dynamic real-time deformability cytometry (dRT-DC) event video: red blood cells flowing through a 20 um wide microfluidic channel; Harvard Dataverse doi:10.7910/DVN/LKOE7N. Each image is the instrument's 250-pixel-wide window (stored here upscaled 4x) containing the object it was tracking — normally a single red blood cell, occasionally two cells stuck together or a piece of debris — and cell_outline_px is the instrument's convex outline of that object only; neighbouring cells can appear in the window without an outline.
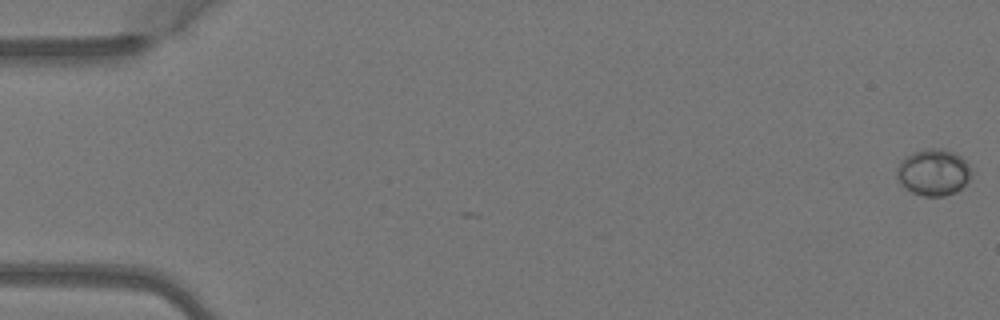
{"species": "Egyptian fruit bat (a non-hibernating species)", "species_latin": "Rousettus aegyptiacus", "temperature_condition": "warm", "stored_images_in_passage": 5, "camera_frame_rate_fps": 3000, "um_per_image_px": 0.085, "animal": {"sex": "female"}, "frame": {"image": 1, "passage_image": 1, "time_ms": 0.0, "image_size_px": [1000, 320], "cell_outline_px": [[972, 176], [956, 192], [944, 196], [924, 196], [912, 192], [896, 176], [896, 172], [900, 160], [912, 152], [928, 148], [944, 148], [956, 152], [968, 164]], "centroid_in_image_um": [79.35, 14.62], "position_along_channel_um": 5.6, "area_um2": 20.11}}
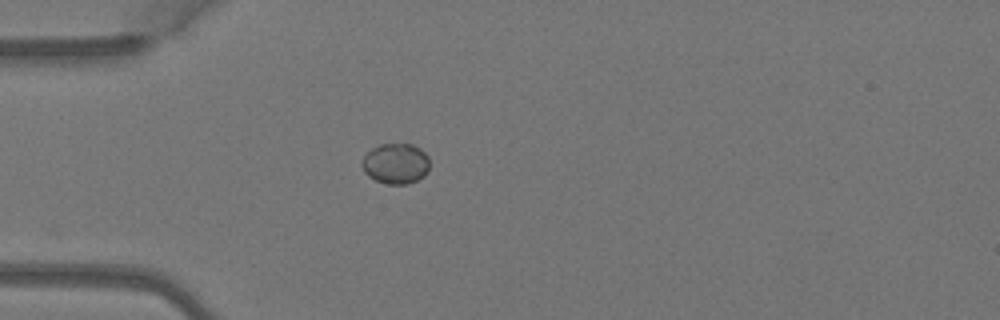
{"frame": {"image": 2, "passage_image": 5, "time_ms": 1.333, "image_size_px": [1000, 320], "cell_outline_px": [[428, 172], [424, 176], [408, 184], [388, 184], [376, 180], [368, 176], [364, 172], [360, 164], [364, 156], [372, 148], [380, 144], [412, 144], [420, 148], [428, 156]], "centroid_in_image_um": [33.62, 13.9], "position_along_channel_um": 51.4, "area_um2": 16.01}}